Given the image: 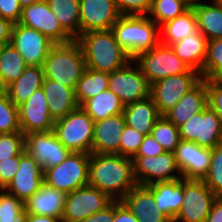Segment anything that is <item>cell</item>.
Listing matches in <instances>:
<instances>
[{
    "label": "cell",
    "instance_id": "1",
    "mask_svg": "<svg viewBox=\"0 0 222 222\" xmlns=\"http://www.w3.org/2000/svg\"><path fill=\"white\" fill-rule=\"evenodd\" d=\"M88 185L121 201L137 185L133 160L119 154H90Z\"/></svg>",
    "mask_w": 222,
    "mask_h": 222
},
{
    "label": "cell",
    "instance_id": "2",
    "mask_svg": "<svg viewBox=\"0 0 222 222\" xmlns=\"http://www.w3.org/2000/svg\"><path fill=\"white\" fill-rule=\"evenodd\" d=\"M75 40L81 46L86 67L92 70L111 73L132 60L118 44L112 30L90 31Z\"/></svg>",
    "mask_w": 222,
    "mask_h": 222
},
{
    "label": "cell",
    "instance_id": "3",
    "mask_svg": "<svg viewBox=\"0 0 222 222\" xmlns=\"http://www.w3.org/2000/svg\"><path fill=\"white\" fill-rule=\"evenodd\" d=\"M112 31L131 59L160 43V27L148 16L121 15Z\"/></svg>",
    "mask_w": 222,
    "mask_h": 222
},
{
    "label": "cell",
    "instance_id": "4",
    "mask_svg": "<svg viewBox=\"0 0 222 222\" xmlns=\"http://www.w3.org/2000/svg\"><path fill=\"white\" fill-rule=\"evenodd\" d=\"M42 67L45 78L75 89L86 68L80 44L76 40L55 44L45 58Z\"/></svg>",
    "mask_w": 222,
    "mask_h": 222
},
{
    "label": "cell",
    "instance_id": "5",
    "mask_svg": "<svg viewBox=\"0 0 222 222\" xmlns=\"http://www.w3.org/2000/svg\"><path fill=\"white\" fill-rule=\"evenodd\" d=\"M94 124L95 121L79 106L56 120L53 131L70 152L91 154Z\"/></svg>",
    "mask_w": 222,
    "mask_h": 222
},
{
    "label": "cell",
    "instance_id": "6",
    "mask_svg": "<svg viewBox=\"0 0 222 222\" xmlns=\"http://www.w3.org/2000/svg\"><path fill=\"white\" fill-rule=\"evenodd\" d=\"M89 163V153L71 152L59 165L44 171V182L66 194L87 186Z\"/></svg>",
    "mask_w": 222,
    "mask_h": 222
},
{
    "label": "cell",
    "instance_id": "7",
    "mask_svg": "<svg viewBox=\"0 0 222 222\" xmlns=\"http://www.w3.org/2000/svg\"><path fill=\"white\" fill-rule=\"evenodd\" d=\"M133 60L140 66L150 85L168 76L188 73L191 70L171 46L162 43L140 53Z\"/></svg>",
    "mask_w": 222,
    "mask_h": 222
},
{
    "label": "cell",
    "instance_id": "8",
    "mask_svg": "<svg viewBox=\"0 0 222 222\" xmlns=\"http://www.w3.org/2000/svg\"><path fill=\"white\" fill-rule=\"evenodd\" d=\"M108 84V89L119 97L124 106L150 96L151 85L133 59L123 68L109 73Z\"/></svg>",
    "mask_w": 222,
    "mask_h": 222
},
{
    "label": "cell",
    "instance_id": "9",
    "mask_svg": "<svg viewBox=\"0 0 222 222\" xmlns=\"http://www.w3.org/2000/svg\"><path fill=\"white\" fill-rule=\"evenodd\" d=\"M217 198L203 180L183 179V202L173 222H206Z\"/></svg>",
    "mask_w": 222,
    "mask_h": 222
},
{
    "label": "cell",
    "instance_id": "10",
    "mask_svg": "<svg viewBox=\"0 0 222 222\" xmlns=\"http://www.w3.org/2000/svg\"><path fill=\"white\" fill-rule=\"evenodd\" d=\"M180 139L213 149L222 142V126L217 114L208 105L178 127Z\"/></svg>",
    "mask_w": 222,
    "mask_h": 222
},
{
    "label": "cell",
    "instance_id": "11",
    "mask_svg": "<svg viewBox=\"0 0 222 222\" xmlns=\"http://www.w3.org/2000/svg\"><path fill=\"white\" fill-rule=\"evenodd\" d=\"M201 79L200 73L191 69L188 73L168 76L153 83L150 96L159 114L164 116Z\"/></svg>",
    "mask_w": 222,
    "mask_h": 222
},
{
    "label": "cell",
    "instance_id": "12",
    "mask_svg": "<svg viewBox=\"0 0 222 222\" xmlns=\"http://www.w3.org/2000/svg\"><path fill=\"white\" fill-rule=\"evenodd\" d=\"M114 200L90 185L67 193L62 219L64 222H80L104 210Z\"/></svg>",
    "mask_w": 222,
    "mask_h": 222
},
{
    "label": "cell",
    "instance_id": "13",
    "mask_svg": "<svg viewBox=\"0 0 222 222\" xmlns=\"http://www.w3.org/2000/svg\"><path fill=\"white\" fill-rule=\"evenodd\" d=\"M132 160L138 185H151L155 182L182 178L174 152L166 151L158 156H134Z\"/></svg>",
    "mask_w": 222,
    "mask_h": 222
},
{
    "label": "cell",
    "instance_id": "14",
    "mask_svg": "<svg viewBox=\"0 0 222 222\" xmlns=\"http://www.w3.org/2000/svg\"><path fill=\"white\" fill-rule=\"evenodd\" d=\"M24 148L25 152L40 164L43 172L59 165L71 153L58 140L53 130L25 134Z\"/></svg>",
    "mask_w": 222,
    "mask_h": 222
},
{
    "label": "cell",
    "instance_id": "15",
    "mask_svg": "<svg viewBox=\"0 0 222 222\" xmlns=\"http://www.w3.org/2000/svg\"><path fill=\"white\" fill-rule=\"evenodd\" d=\"M10 43L18 50L27 65L42 66L55 45L48 37L35 29L14 23Z\"/></svg>",
    "mask_w": 222,
    "mask_h": 222
},
{
    "label": "cell",
    "instance_id": "16",
    "mask_svg": "<svg viewBox=\"0 0 222 222\" xmlns=\"http://www.w3.org/2000/svg\"><path fill=\"white\" fill-rule=\"evenodd\" d=\"M18 23L37 30L55 44L69 43L74 40L53 16L45 0L23 7Z\"/></svg>",
    "mask_w": 222,
    "mask_h": 222
},
{
    "label": "cell",
    "instance_id": "17",
    "mask_svg": "<svg viewBox=\"0 0 222 222\" xmlns=\"http://www.w3.org/2000/svg\"><path fill=\"white\" fill-rule=\"evenodd\" d=\"M174 155L183 179L203 180L207 176L212 149L200 147L194 142L180 140Z\"/></svg>",
    "mask_w": 222,
    "mask_h": 222
},
{
    "label": "cell",
    "instance_id": "18",
    "mask_svg": "<svg viewBox=\"0 0 222 222\" xmlns=\"http://www.w3.org/2000/svg\"><path fill=\"white\" fill-rule=\"evenodd\" d=\"M120 16L115 0H80V35L112 30Z\"/></svg>",
    "mask_w": 222,
    "mask_h": 222
},
{
    "label": "cell",
    "instance_id": "19",
    "mask_svg": "<svg viewBox=\"0 0 222 222\" xmlns=\"http://www.w3.org/2000/svg\"><path fill=\"white\" fill-rule=\"evenodd\" d=\"M19 123L21 132L51 131L55 120L52 118L43 88L37 89L29 99L19 107Z\"/></svg>",
    "mask_w": 222,
    "mask_h": 222
},
{
    "label": "cell",
    "instance_id": "20",
    "mask_svg": "<svg viewBox=\"0 0 222 222\" xmlns=\"http://www.w3.org/2000/svg\"><path fill=\"white\" fill-rule=\"evenodd\" d=\"M44 183V172L40 164L25 151L20 154L19 169L15 177L4 188L21 201L28 200Z\"/></svg>",
    "mask_w": 222,
    "mask_h": 222
},
{
    "label": "cell",
    "instance_id": "21",
    "mask_svg": "<svg viewBox=\"0 0 222 222\" xmlns=\"http://www.w3.org/2000/svg\"><path fill=\"white\" fill-rule=\"evenodd\" d=\"M126 127L123 113L95 122L92 153L119 154L121 133Z\"/></svg>",
    "mask_w": 222,
    "mask_h": 222
},
{
    "label": "cell",
    "instance_id": "22",
    "mask_svg": "<svg viewBox=\"0 0 222 222\" xmlns=\"http://www.w3.org/2000/svg\"><path fill=\"white\" fill-rule=\"evenodd\" d=\"M138 222H172L160 209L152 192L145 185H136L121 200Z\"/></svg>",
    "mask_w": 222,
    "mask_h": 222
},
{
    "label": "cell",
    "instance_id": "23",
    "mask_svg": "<svg viewBox=\"0 0 222 222\" xmlns=\"http://www.w3.org/2000/svg\"><path fill=\"white\" fill-rule=\"evenodd\" d=\"M206 79H201L164 116L177 128L207 107Z\"/></svg>",
    "mask_w": 222,
    "mask_h": 222
},
{
    "label": "cell",
    "instance_id": "24",
    "mask_svg": "<svg viewBox=\"0 0 222 222\" xmlns=\"http://www.w3.org/2000/svg\"><path fill=\"white\" fill-rule=\"evenodd\" d=\"M66 193L47 185L45 182L24 202L28 214L62 218Z\"/></svg>",
    "mask_w": 222,
    "mask_h": 222
},
{
    "label": "cell",
    "instance_id": "25",
    "mask_svg": "<svg viewBox=\"0 0 222 222\" xmlns=\"http://www.w3.org/2000/svg\"><path fill=\"white\" fill-rule=\"evenodd\" d=\"M145 186L152 192L155 206L173 222L183 202V178Z\"/></svg>",
    "mask_w": 222,
    "mask_h": 222
},
{
    "label": "cell",
    "instance_id": "26",
    "mask_svg": "<svg viewBox=\"0 0 222 222\" xmlns=\"http://www.w3.org/2000/svg\"><path fill=\"white\" fill-rule=\"evenodd\" d=\"M42 88L47 98L49 112L55 121L79 107L75 89L49 78H44Z\"/></svg>",
    "mask_w": 222,
    "mask_h": 222
},
{
    "label": "cell",
    "instance_id": "27",
    "mask_svg": "<svg viewBox=\"0 0 222 222\" xmlns=\"http://www.w3.org/2000/svg\"><path fill=\"white\" fill-rule=\"evenodd\" d=\"M123 114L126 125L142 133L151 134L156 121L161 117L151 96L125 105Z\"/></svg>",
    "mask_w": 222,
    "mask_h": 222
},
{
    "label": "cell",
    "instance_id": "28",
    "mask_svg": "<svg viewBox=\"0 0 222 222\" xmlns=\"http://www.w3.org/2000/svg\"><path fill=\"white\" fill-rule=\"evenodd\" d=\"M207 44V38L198 30L196 33L174 43L171 47L184 63L201 75L207 56Z\"/></svg>",
    "mask_w": 222,
    "mask_h": 222
},
{
    "label": "cell",
    "instance_id": "29",
    "mask_svg": "<svg viewBox=\"0 0 222 222\" xmlns=\"http://www.w3.org/2000/svg\"><path fill=\"white\" fill-rule=\"evenodd\" d=\"M44 78L42 66L28 65L23 74L8 85V98L19 107L42 87Z\"/></svg>",
    "mask_w": 222,
    "mask_h": 222
},
{
    "label": "cell",
    "instance_id": "30",
    "mask_svg": "<svg viewBox=\"0 0 222 222\" xmlns=\"http://www.w3.org/2000/svg\"><path fill=\"white\" fill-rule=\"evenodd\" d=\"M198 31L197 17L193 8L179 15L173 20L160 26V43L172 46L174 43ZM163 36V37H162Z\"/></svg>",
    "mask_w": 222,
    "mask_h": 222
},
{
    "label": "cell",
    "instance_id": "31",
    "mask_svg": "<svg viewBox=\"0 0 222 222\" xmlns=\"http://www.w3.org/2000/svg\"><path fill=\"white\" fill-rule=\"evenodd\" d=\"M62 28L75 40L80 35V0H45Z\"/></svg>",
    "mask_w": 222,
    "mask_h": 222
},
{
    "label": "cell",
    "instance_id": "32",
    "mask_svg": "<svg viewBox=\"0 0 222 222\" xmlns=\"http://www.w3.org/2000/svg\"><path fill=\"white\" fill-rule=\"evenodd\" d=\"M124 107L119 97L109 89L88 99L81 106L95 122L123 113Z\"/></svg>",
    "mask_w": 222,
    "mask_h": 222
},
{
    "label": "cell",
    "instance_id": "33",
    "mask_svg": "<svg viewBox=\"0 0 222 222\" xmlns=\"http://www.w3.org/2000/svg\"><path fill=\"white\" fill-rule=\"evenodd\" d=\"M198 30L208 41L222 38V5L205 3L193 8Z\"/></svg>",
    "mask_w": 222,
    "mask_h": 222
},
{
    "label": "cell",
    "instance_id": "34",
    "mask_svg": "<svg viewBox=\"0 0 222 222\" xmlns=\"http://www.w3.org/2000/svg\"><path fill=\"white\" fill-rule=\"evenodd\" d=\"M109 73L85 68L75 88V97L81 107L88 99L108 90Z\"/></svg>",
    "mask_w": 222,
    "mask_h": 222
},
{
    "label": "cell",
    "instance_id": "35",
    "mask_svg": "<svg viewBox=\"0 0 222 222\" xmlns=\"http://www.w3.org/2000/svg\"><path fill=\"white\" fill-rule=\"evenodd\" d=\"M28 67L18 50L11 44L0 47V76L9 85Z\"/></svg>",
    "mask_w": 222,
    "mask_h": 222
},
{
    "label": "cell",
    "instance_id": "36",
    "mask_svg": "<svg viewBox=\"0 0 222 222\" xmlns=\"http://www.w3.org/2000/svg\"><path fill=\"white\" fill-rule=\"evenodd\" d=\"M188 9L189 7L184 0H152L151 9L147 16L160 27Z\"/></svg>",
    "mask_w": 222,
    "mask_h": 222
},
{
    "label": "cell",
    "instance_id": "37",
    "mask_svg": "<svg viewBox=\"0 0 222 222\" xmlns=\"http://www.w3.org/2000/svg\"><path fill=\"white\" fill-rule=\"evenodd\" d=\"M24 202L0 189V222H26Z\"/></svg>",
    "mask_w": 222,
    "mask_h": 222
},
{
    "label": "cell",
    "instance_id": "38",
    "mask_svg": "<svg viewBox=\"0 0 222 222\" xmlns=\"http://www.w3.org/2000/svg\"><path fill=\"white\" fill-rule=\"evenodd\" d=\"M151 134L167 152H174L181 140L178 128L165 116L156 121Z\"/></svg>",
    "mask_w": 222,
    "mask_h": 222
},
{
    "label": "cell",
    "instance_id": "39",
    "mask_svg": "<svg viewBox=\"0 0 222 222\" xmlns=\"http://www.w3.org/2000/svg\"><path fill=\"white\" fill-rule=\"evenodd\" d=\"M201 78L222 80V38L208 41Z\"/></svg>",
    "mask_w": 222,
    "mask_h": 222
},
{
    "label": "cell",
    "instance_id": "40",
    "mask_svg": "<svg viewBox=\"0 0 222 222\" xmlns=\"http://www.w3.org/2000/svg\"><path fill=\"white\" fill-rule=\"evenodd\" d=\"M21 132L19 108L8 98L0 97V134Z\"/></svg>",
    "mask_w": 222,
    "mask_h": 222
},
{
    "label": "cell",
    "instance_id": "41",
    "mask_svg": "<svg viewBox=\"0 0 222 222\" xmlns=\"http://www.w3.org/2000/svg\"><path fill=\"white\" fill-rule=\"evenodd\" d=\"M203 181L217 197H222V142L212 149L209 172Z\"/></svg>",
    "mask_w": 222,
    "mask_h": 222
},
{
    "label": "cell",
    "instance_id": "42",
    "mask_svg": "<svg viewBox=\"0 0 222 222\" xmlns=\"http://www.w3.org/2000/svg\"><path fill=\"white\" fill-rule=\"evenodd\" d=\"M24 151V134L22 132L0 134V160L18 156Z\"/></svg>",
    "mask_w": 222,
    "mask_h": 222
},
{
    "label": "cell",
    "instance_id": "43",
    "mask_svg": "<svg viewBox=\"0 0 222 222\" xmlns=\"http://www.w3.org/2000/svg\"><path fill=\"white\" fill-rule=\"evenodd\" d=\"M144 135L131 126L126 125L121 133V140L119 144V155L133 158L143 141Z\"/></svg>",
    "mask_w": 222,
    "mask_h": 222
},
{
    "label": "cell",
    "instance_id": "44",
    "mask_svg": "<svg viewBox=\"0 0 222 222\" xmlns=\"http://www.w3.org/2000/svg\"><path fill=\"white\" fill-rule=\"evenodd\" d=\"M120 15L147 16L152 0H115Z\"/></svg>",
    "mask_w": 222,
    "mask_h": 222
},
{
    "label": "cell",
    "instance_id": "45",
    "mask_svg": "<svg viewBox=\"0 0 222 222\" xmlns=\"http://www.w3.org/2000/svg\"><path fill=\"white\" fill-rule=\"evenodd\" d=\"M207 103L215 111L222 126V80L206 79Z\"/></svg>",
    "mask_w": 222,
    "mask_h": 222
},
{
    "label": "cell",
    "instance_id": "46",
    "mask_svg": "<svg viewBox=\"0 0 222 222\" xmlns=\"http://www.w3.org/2000/svg\"><path fill=\"white\" fill-rule=\"evenodd\" d=\"M20 155L0 160V189H4L19 169Z\"/></svg>",
    "mask_w": 222,
    "mask_h": 222
},
{
    "label": "cell",
    "instance_id": "47",
    "mask_svg": "<svg viewBox=\"0 0 222 222\" xmlns=\"http://www.w3.org/2000/svg\"><path fill=\"white\" fill-rule=\"evenodd\" d=\"M22 7L18 0H0V16L10 20L13 24L20 21Z\"/></svg>",
    "mask_w": 222,
    "mask_h": 222
},
{
    "label": "cell",
    "instance_id": "48",
    "mask_svg": "<svg viewBox=\"0 0 222 222\" xmlns=\"http://www.w3.org/2000/svg\"><path fill=\"white\" fill-rule=\"evenodd\" d=\"M166 150L154 139L152 134L145 135L135 156H158Z\"/></svg>",
    "mask_w": 222,
    "mask_h": 222
},
{
    "label": "cell",
    "instance_id": "49",
    "mask_svg": "<svg viewBox=\"0 0 222 222\" xmlns=\"http://www.w3.org/2000/svg\"><path fill=\"white\" fill-rule=\"evenodd\" d=\"M115 217V201L104 210L99 211L80 222H113Z\"/></svg>",
    "mask_w": 222,
    "mask_h": 222
},
{
    "label": "cell",
    "instance_id": "50",
    "mask_svg": "<svg viewBox=\"0 0 222 222\" xmlns=\"http://www.w3.org/2000/svg\"><path fill=\"white\" fill-rule=\"evenodd\" d=\"M113 222H138L129 208L122 201H115V217Z\"/></svg>",
    "mask_w": 222,
    "mask_h": 222
},
{
    "label": "cell",
    "instance_id": "51",
    "mask_svg": "<svg viewBox=\"0 0 222 222\" xmlns=\"http://www.w3.org/2000/svg\"><path fill=\"white\" fill-rule=\"evenodd\" d=\"M13 23L0 16V45L9 44L11 41Z\"/></svg>",
    "mask_w": 222,
    "mask_h": 222
},
{
    "label": "cell",
    "instance_id": "52",
    "mask_svg": "<svg viewBox=\"0 0 222 222\" xmlns=\"http://www.w3.org/2000/svg\"><path fill=\"white\" fill-rule=\"evenodd\" d=\"M206 222H222V197L214 201Z\"/></svg>",
    "mask_w": 222,
    "mask_h": 222
},
{
    "label": "cell",
    "instance_id": "53",
    "mask_svg": "<svg viewBox=\"0 0 222 222\" xmlns=\"http://www.w3.org/2000/svg\"><path fill=\"white\" fill-rule=\"evenodd\" d=\"M26 222H64L62 218L27 214Z\"/></svg>",
    "mask_w": 222,
    "mask_h": 222
},
{
    "label": "cell",
    "instance_id": "54",
    "mask_svg": "<svg viewBox=\"0 0 222 222\" xmlns=\"http://www.w3.org/2000/svg\"><path fill=\"white\" fill-rule=\"evenodd\" d=\"M2 96H8V84L0 76V97Z\"/></svg>",
    "mask_w": 222,
    "mask_h": 222
},
{
    "label": "cell",
    "instance_id": "55",
    "mask_svg": "<svg viewBox=\"0 0 222 222\" xmlns=\"http://www.w3.org/2000/svg\"><path fill=\"white\" fill-rule=\"evenodd\" d=\"M184 1L189 8H194L196 6L203 5L206 3V1H204V0L203 1H201V0H184ZM213 1L214 0H211V1H209V3H212Z\"/></svg>",
    "mask_w": 222,
    "mask_h": 222
},
{
    "label": "cell",
    "instance_id": "56",
    "mask_svg": "<svg viewBox=\"0 0 222 222\" xmlns=\"http://www.w3.org/2000/svg\"><path fill=\"white\" fill-rule=\"evenodd\" d=\"M41 0H18L20 6L23 8L25 6L40 2Z\"/></svg>",
    "mask_w": 222,
    "mask_h": 222
},
{
    "label": "cell",
    "instance_id": "57",
    "mask_svg": "<svg viewBox=\"0 0 222 222\" xmlns=\"http://www.w3.org/2000/svg\"><path fill=\"white\" fill-rule=\"evenodd\" d=\"M213 2L216 4L222 5V0H214Z\"/></svg>",
    "mask_w": 222,
    "mask_h": 222
}]
</instances>
